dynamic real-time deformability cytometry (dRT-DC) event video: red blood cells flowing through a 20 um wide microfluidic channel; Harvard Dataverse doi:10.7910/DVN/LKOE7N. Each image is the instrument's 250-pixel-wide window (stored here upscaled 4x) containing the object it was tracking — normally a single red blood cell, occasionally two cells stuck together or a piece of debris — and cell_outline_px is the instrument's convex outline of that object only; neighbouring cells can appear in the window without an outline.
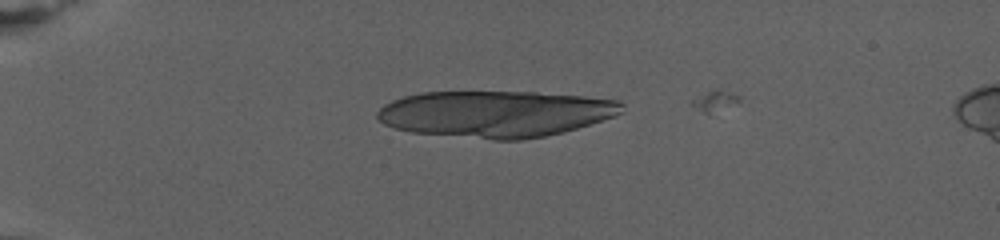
{"species": "human", "species_latin": "Homo sapiens", "temperature_condition": "warm", "stored_images_in_passage": 14, "camera_frame_rate_fps": 3000, "um_per_image_px": 0.085, "donor": {"sex": "female"}, "frame": {"image": 1, "passage_image": 12, "time_ms": 3.667, "image_size_px": [1000, 240], "cell_outline_px": [[624, 112], [616, 116], [564, 132], [544, 136], [520, 140], [492, 140], [412, 132], [396, 128], [384, 124], [376, 116], [376, 112], [384, 104], [392, 100], [404, 96], [424, 92], [536, 92], [584, 96], [620, 100], [624, 104]], "centroid_in_image_um": [42.15, 9.67], "position_along_channel_um": 42.8, "area_um2": 66.59}}